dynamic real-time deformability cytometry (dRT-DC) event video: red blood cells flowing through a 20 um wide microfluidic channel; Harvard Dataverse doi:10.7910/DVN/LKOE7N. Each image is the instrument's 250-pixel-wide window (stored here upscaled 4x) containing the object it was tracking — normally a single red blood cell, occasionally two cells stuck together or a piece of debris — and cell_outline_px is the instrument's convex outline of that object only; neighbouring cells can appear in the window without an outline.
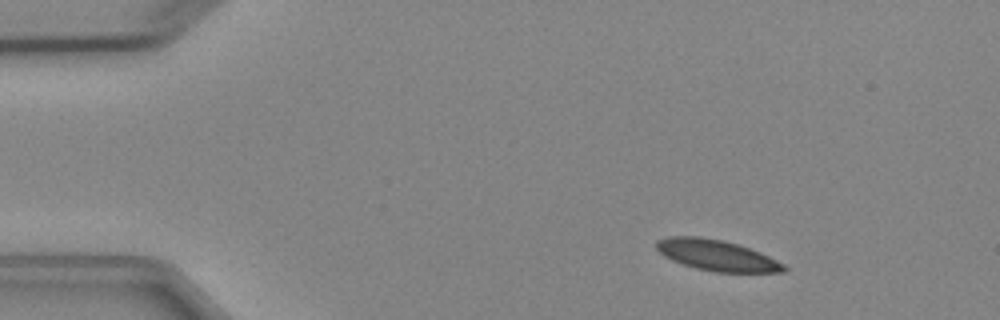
{"species": "Egyptian fruit bat (a non-hibernating species)", "species_latin": "Rousettus aegyptiacus", "temperature_condition": "cold", "stored_images_in_passage": 5, "camera_frame_rate_fps": 3000, "um_per_image_px": 0.085, "animal": {"sex": "female"}, "frame": {"image": 1, "passage_image": 1, "time_ms": 0.0, "image_size_px": [1000, 320], "cell_outline_px": [[788, 268], [784, 272], [716, 272], [696, 268], [672, 260], [664, 256], [656, 248], [656, 240], [668, 236], [696, 236], [724, 240], [760, 252], [784, 264]], "centroid_in_image_um": [60.9, 21.69], "position_along_channel_um": 24.1, "area_um2": 22.77}}
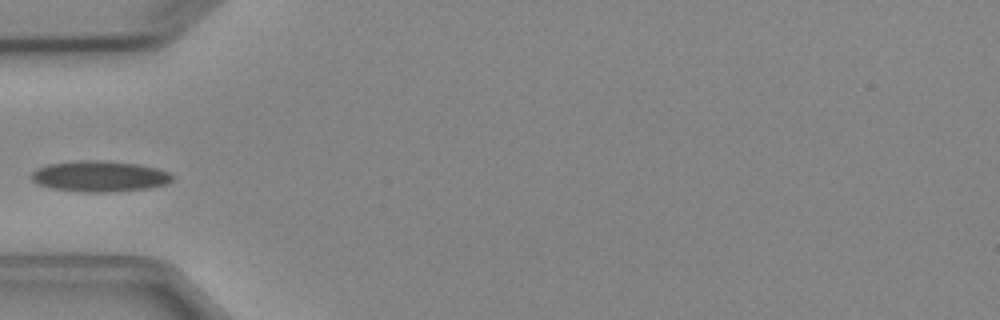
{"frame": {"image": 2, "passage_image": 4, "time_ms": 3.333, "image_size_px": [1000, 320], "cell_outline_px": [[172, 180], [168, 184], [144, 188], [108, 192], [80, 192], [52, 188], [40, 184], [32, 180], [28, 176], [36, 168], [48, 164], [80, 160], [104, 160], [136, 164], [156, 168], [168, 172], [172, 176]], "centroid_in_image_um": [8.42, 14.98], "position_along_channel_um": 76.6, "area_um2": 25.26}}